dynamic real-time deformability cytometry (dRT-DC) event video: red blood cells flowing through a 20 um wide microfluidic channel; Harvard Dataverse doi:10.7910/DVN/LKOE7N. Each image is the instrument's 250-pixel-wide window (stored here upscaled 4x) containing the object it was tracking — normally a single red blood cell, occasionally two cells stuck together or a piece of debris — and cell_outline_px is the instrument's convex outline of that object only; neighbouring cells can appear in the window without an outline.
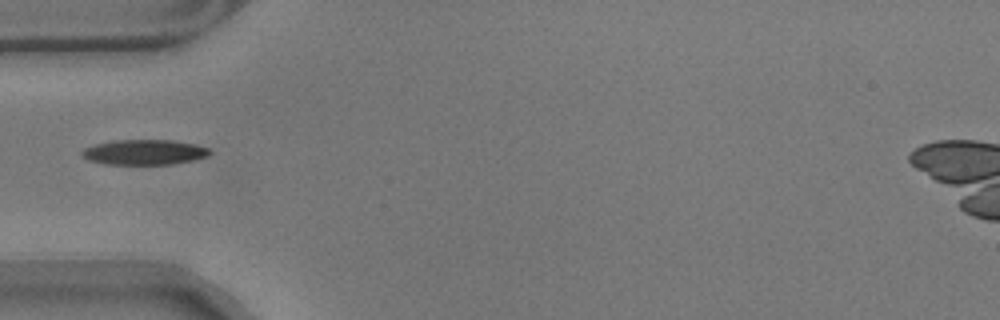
{"species": "common noctule bat (a hibernating species)", "species_latin": "Nyctalus noctula", "temperature_condition": "warm", "stored_images_in_passage": 40, "camera_frame_rate_fps": 3000, "um_per_image_px": 0.085, "animal": {"sex": "male", "body_mass_g": 17.9}, "frame": {"image": 1, "passage_image": 1, "time_ms": 0.0, "image_size_px": [1000, 320], "cell_outline_px": [[212, 152], [208, 156], [192, 160], [172, 164], [104, 164], [88, 160], [80, 152], [84, 148], [96, 144], [112, 140], [172, 140], [196, 144], [208, 148]], "centroid_in_image_um": [12.27, 12.93], "position_along_channel_um": 72.7, "area_um2": 18.73}}
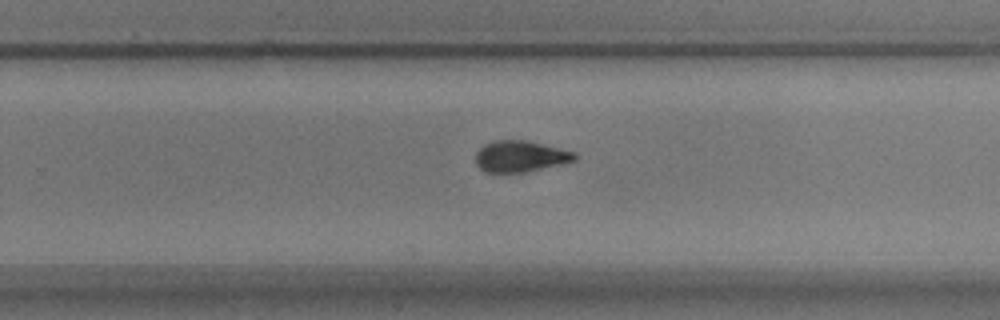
{"frame": {"image": 2, "passage_image": 19, "time_ms": 6.0, "image_size_px": [1000, 320], "cell_outline_px": [[576, 160], [564, 164], [524, 172], [484, 172], [476, 164], [476, 152], [484, 144], [492, 140], [528, 140], [576, 152]], "centroid_in_image_um": [44.24, 13.28], "position_along_channel_um": 285.6, "area_um2": 18.21}}
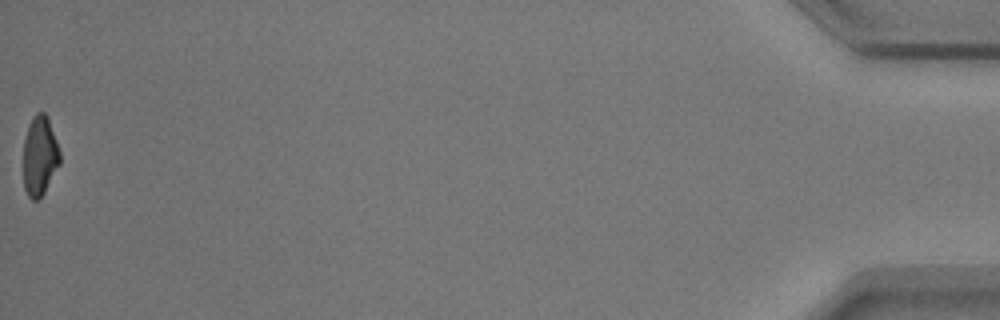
{"frame": {"image": 3, "passage_image": 40, "time_ms": 13.0, "image_size_px": [1000, 320], "cell_outline_px": [[60, 164], [44, 192], [36, 200], [32, 200], [28, 196], [24, 188], [24, 140], [32, 116], [36, 112], [44, 112], [48, 116], [60, 152]], "centroid_in_image_um": [3.38, 13.23], "position_along_channel_um": 431.8, "area_um2": 16.88}}